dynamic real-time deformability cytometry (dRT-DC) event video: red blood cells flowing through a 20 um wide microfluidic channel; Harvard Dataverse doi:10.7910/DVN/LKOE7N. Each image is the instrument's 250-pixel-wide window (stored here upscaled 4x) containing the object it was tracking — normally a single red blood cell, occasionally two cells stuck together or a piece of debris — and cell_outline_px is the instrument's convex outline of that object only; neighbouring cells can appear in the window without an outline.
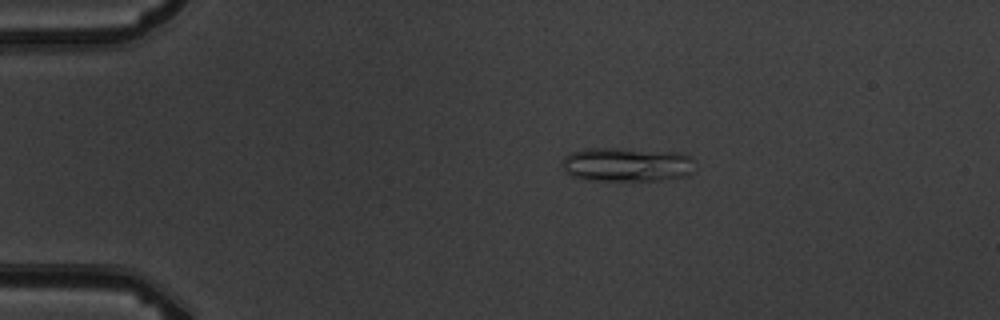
{"species": "common noctule bat (a hibernating species)", "species_latin": "Nyctalus noctula", "temperature_condition": "warm", "stored_images_in_passage": 14, "camera_frame_rate_fps": 3000, "um_per_image_px": 0.085, "animal": {"sex": "male", "body_mass_g": 19.5, "forearm_length_mm": 54.6}, "frame": {"image": 1, "passage_image": 2, "time_ms": 1.333, "image_size_px": [1000, 320], "cell_outline_px": [[696, 160], [688, 176], [656, 180], [596, 180], [572, 176], [564, 172], [564, 156], [572, 152], [584, 148], [616, 148], [676, 152], [692, 156]], "centroid_in_image_um": [53.31, 13.97], "position_along_channel_um": 31.7, "area_um2": 26.3}}
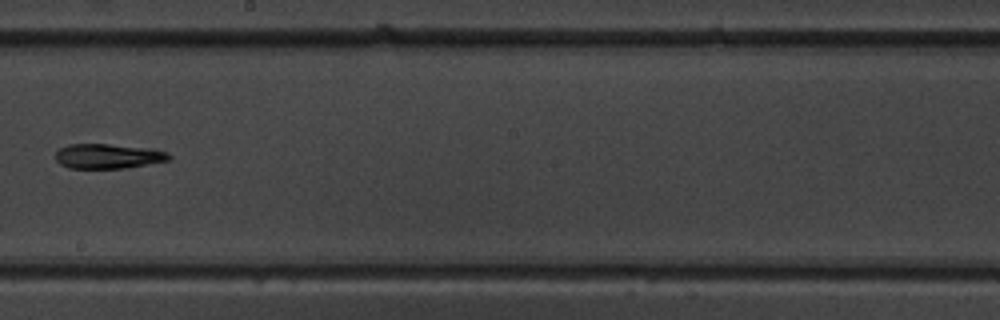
{"frame": {"image": 2, "passage_image": 8, "time_ms": 8.333, "image_size_px": [1000, 320], "cell_outline_px": [[172, 156], [168, 160], [128, 168], [68, 168], [60, 164], [56, 160], [56, 152], [60, 148], [72, 144], [108, 144], [152, 148], [168, 152]], "centroid_in_image_um": [9.21, 13.27], "position_along_channel_um": 239.0, "area_um2": 16.42}}
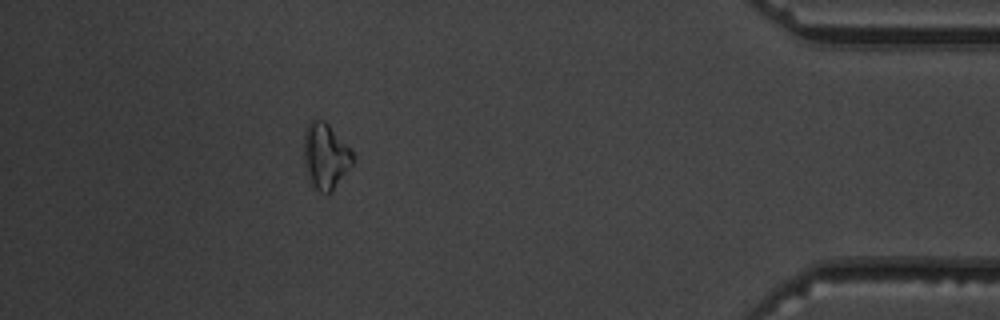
{"frame": {"image": 3, "passage_image": 13, "time_ms": 14.0, "image_size_px": [1000, 320], "cell_outline_px": [[352, 164], [332, 188], [328, 192], [320, 192], [312, 188], [308, 180], [304, 164], [304, 132], [308, 120], [312, 116], [324, 120], [352, 148]], "centroid_in_image_um": [27.61, 13.18], "position_along_channel_um": 407.6, "area_um2": 18.9}}